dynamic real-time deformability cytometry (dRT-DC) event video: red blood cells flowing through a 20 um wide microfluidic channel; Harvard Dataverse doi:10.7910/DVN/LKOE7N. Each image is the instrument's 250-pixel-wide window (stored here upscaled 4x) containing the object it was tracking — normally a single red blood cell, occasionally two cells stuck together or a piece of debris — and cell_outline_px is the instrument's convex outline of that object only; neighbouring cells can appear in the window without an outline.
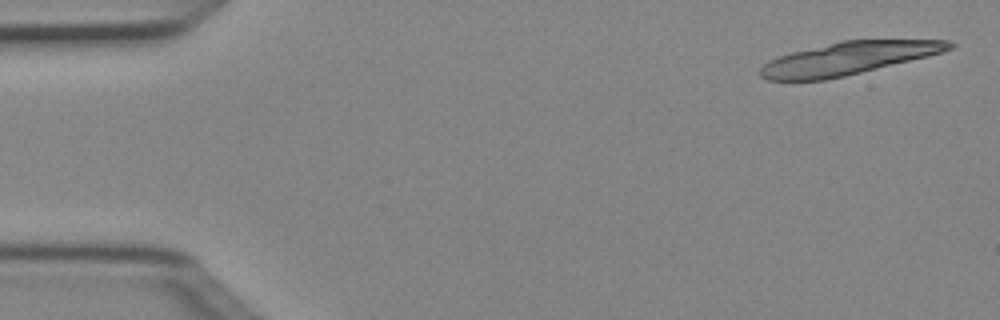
{"species": "Egyptian fruit bat (a non-hibernating species)", "species_latin": "Rousettus aegyptiacus", "temperature_condition": "cold", "stored_images_in_passage": 4, "camera_frame_rate_fps": 3000, "um_per_image_px": 0.085, "animal": {"sex": "female"}, "frame": {"image": 1, "passage_image": 1, "time_ms": 0.0, "image_size_px": [1000, 320], "cell_outline_px": [[956, 44], [952, 48], [928, 56], [844, 76], [824, 80], [768, 80], [760, 76], [756, 72], [768, 60], [792, 52], [840, 40], [952, 40]], "centroid_in_image_um": [72.06, 4.96], "position_along_channel_um": 12.9, "area_um2": 35.72}}
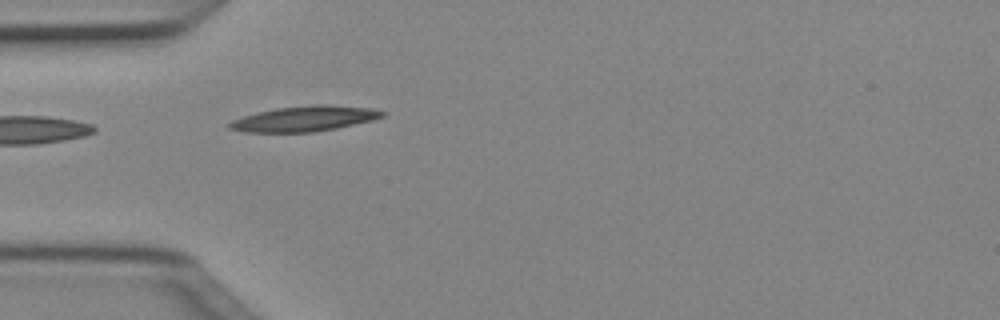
{"frame": {"image": 2, "passage_image": 4, "time_ms": 1.0, "image_size_px": [1000, 320], "cell_outline_px": [[388, 112], [384, 116], [372, 120], [336, 128], [316, 132], [244, 132], [228, 128], [228, 124], [232, 120], [256, 112], [276, 108], [312, 104], [328, 104], [372, 108]], "centroid_in_image_um": [25.9, 10.08], "position_along_channel_um": 59.1, "area_um2": 22.72}}